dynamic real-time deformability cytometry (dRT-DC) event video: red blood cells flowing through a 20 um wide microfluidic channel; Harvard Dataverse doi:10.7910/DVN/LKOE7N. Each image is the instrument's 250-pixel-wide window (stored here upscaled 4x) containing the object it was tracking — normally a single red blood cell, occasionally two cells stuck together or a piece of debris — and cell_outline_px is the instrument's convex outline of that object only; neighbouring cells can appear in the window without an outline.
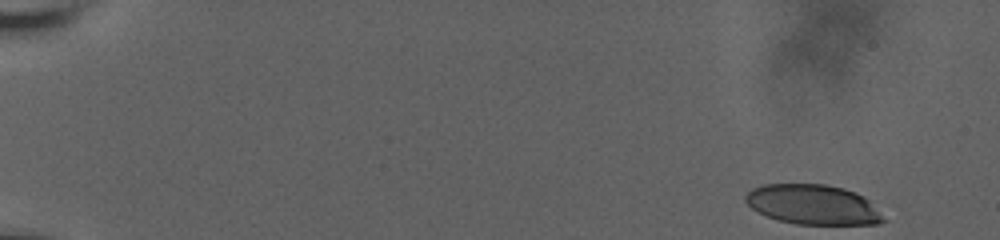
{"species": "human", "species_latin": "Homo sapiens", "temperature_condition": "room temperature", "stored_images_in_passage": 7, "camera_frame_rate_fps": 3000, "um_per_image_px": 0.085, "donor": {"sex": "male"}, "frame": {"image": 1, "passage_image": 1, "time_ms": 0.0, "image_size_px": [1000, 240], "cell_outline_px": [[888, 220], [876, 224], [796, 224], [780, 220], [768, 216], [752, 208], [744, 200], [744, 196], [752, 188], [764, 184], [824, 184], [844, 188], [856, 192], [864, 196]], "centroid_in_image_um": [69.12, 17.38], "position_along_channel_um": 15.9, "area_um2": 31.96}}
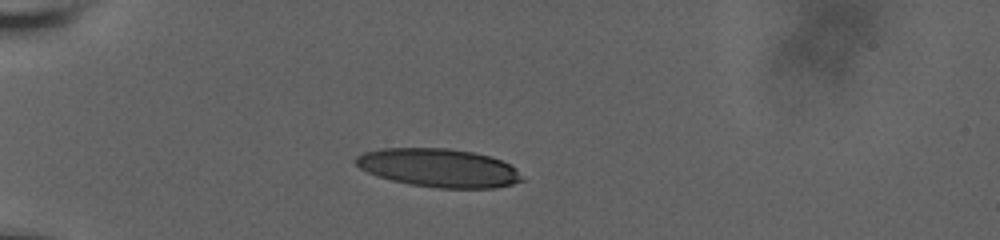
{"frame": {"image": 2, "passage_image": 5, "time_ms": 4.667, "image_size_px": [1000, 240], "cell_outline_px": [[524, 180], [512, 184], [496, 188], [440, 188], [408, 184], [392, 180], [368, 172], [360, 168], [352, 160], [356, 156], [364, 152], [380, 148], [448, 148], [472, 152], [492, 156], [516, 168]], "centroid_in_image_um": [37.28, 14.26], "position_along_channel_um": 47.7, "area_um2": 37.28}}
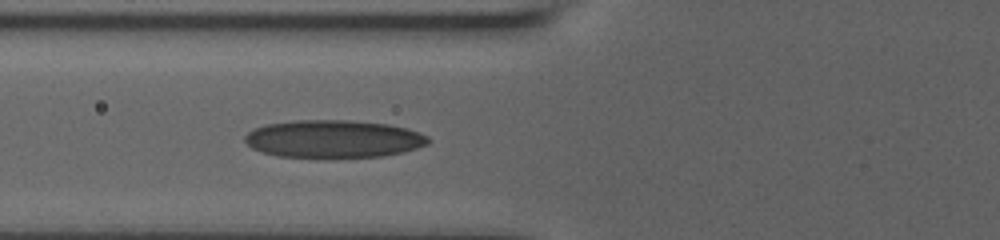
{"frame": {"image": 3, "passage_image": 7, "time_ms": 7.0, "image_size_px": [1000, 240], "cell_outline_px": [[428, 144], [404, 152], [380, 156], [332, 160], [280, 156], [264, 152], [252, 148], [244, 140], [244, 136], [248, 132], [256, 128], [268, 124], [296, 120], [348, 120], [388, 124], [408, 128], [420, 132], [428, 136]], "centroid_in_image_um": [28.37, 11.84], "position_along_channel_um": 97.4, "area_um2": 41.1}}